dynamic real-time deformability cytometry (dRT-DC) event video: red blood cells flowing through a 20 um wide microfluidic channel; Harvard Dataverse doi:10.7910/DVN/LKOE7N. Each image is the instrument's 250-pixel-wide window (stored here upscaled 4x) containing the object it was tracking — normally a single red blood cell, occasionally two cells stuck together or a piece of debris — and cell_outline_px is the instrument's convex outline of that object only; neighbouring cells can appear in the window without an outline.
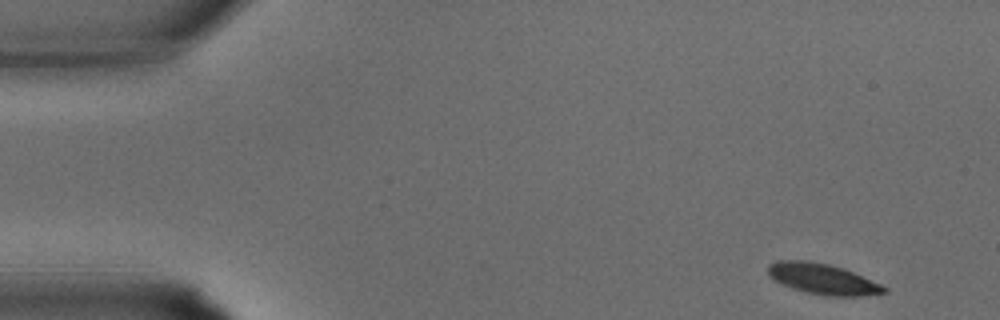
{"species": "common noctule bat (a hibernating species)", "species_latin": "Nyctalus noctula", "temperature_condition": "warm", "stored_images_in_passage": 32, "camera_frame_rate_fps": 3000, "um_per_image_px": 0.085, "animal": {"sex": "male", "body_mass_g": 15.6}, "frame": {"image": 1, "passage_image": 1, "time_ms": 0.0, "image_size_px": [1000, 320], "cell_outline_px": [[888, 292], [860, 296], [828, 296], [808, 292], [792, 288], [776, 280], [768, 272], [768, 264], [776, 260], [808, 260], [828, 264], [844, 268], [880, 284], [888, 288]], "centroid_in_image_um": [69.94, 23.7], "position_along_channel_um": 15.1, "area_um2": 20.52}}
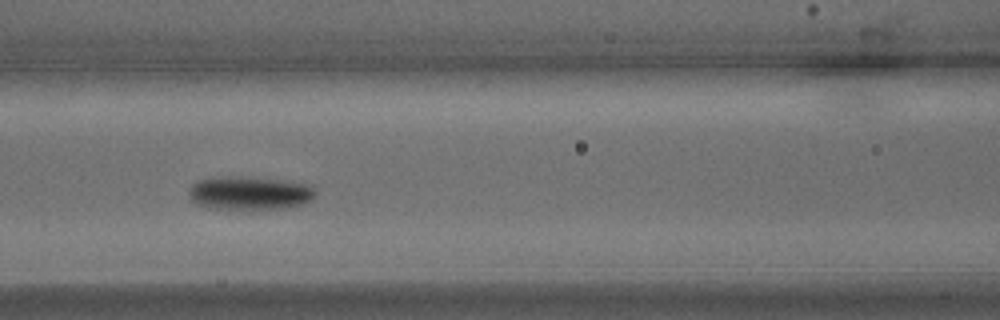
{"frame": {"image": 2, "passage_image": 13, "time_ms": 4.0, "image_size_px": [1000, 320], "cell_outline_px": [[316, 192], [308, 200], [300, 204], [284, 208], [208, 208], [196, 204], [192, 200], [188, 192], [192, 184], [200, 180], [224, 176], [240, 176], [276, 180], [308, 184]], "centroid_in_image_um": [21.14, 16.4], "position_along_channel_um": 145.5, "area_um2": 23.99}}
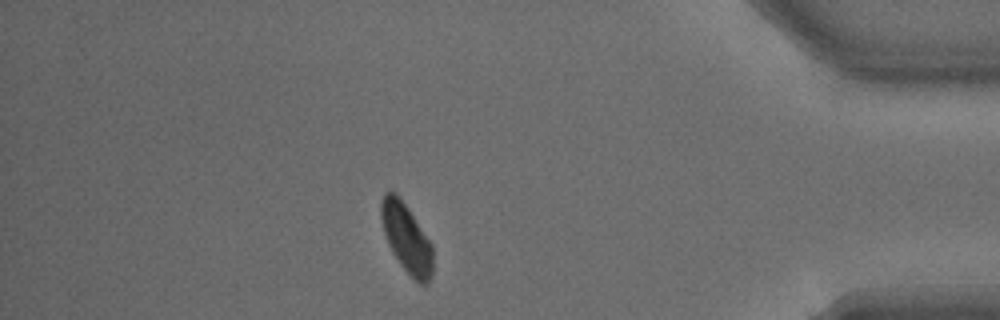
{"frame": {"image": 3, "passage_image": 28, "time_ms": 9.0, "image_size_px": [1000, 320], "cell_outline_px": [[432, 276], [428, 284], [420, 284], [400, 264], [392, 252], [388, 244], [384, 232], [380, 216], [380, 200], [384, 192], [396, 192], [408, 208], [432, 244]], "centroid_in_image_um": [34.54, 20.22], "position_along_channel_um": 400.7, "area_um2": 20.69}}